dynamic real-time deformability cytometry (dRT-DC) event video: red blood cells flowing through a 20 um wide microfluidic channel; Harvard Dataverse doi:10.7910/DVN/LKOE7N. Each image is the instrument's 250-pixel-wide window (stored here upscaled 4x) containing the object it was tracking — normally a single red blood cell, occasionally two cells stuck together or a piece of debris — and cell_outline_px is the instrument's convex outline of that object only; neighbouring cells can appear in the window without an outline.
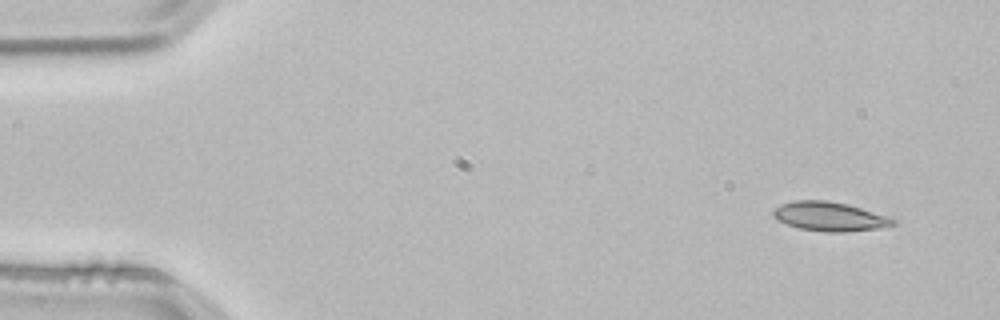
{"species": "common noctule bat (a hibernating species)", "species_latin": "Nyctalus noctula", "temperature_condition": "room temperature", "stored_images_in_passage": 3, "segment_of_instrument_passage": [1, 2], "camera_frame_rate_fps": 3000, "um_per_image_px": 0.085, "animal": {"sex": "male", "body_mass_g": 21.5, "forearm_length_mm": 52.0}, "frame": {"image": 1, "passage_image": 1, "time_ms": 0.0, "image_size_px": [1000, 320], "cell_outline_px": [[896, 224], [884, 228], [844, 232], [824, 232], [800, 228], [776, 220], [772, 216], [772, 212], [780, 204], [792, 200], [824, 200], [848, 204], [896, 220]], "centroid_in_image_um": [70.48, 18.41], "position_along_channel_um": 14.5, "area_um2": 20.29}}